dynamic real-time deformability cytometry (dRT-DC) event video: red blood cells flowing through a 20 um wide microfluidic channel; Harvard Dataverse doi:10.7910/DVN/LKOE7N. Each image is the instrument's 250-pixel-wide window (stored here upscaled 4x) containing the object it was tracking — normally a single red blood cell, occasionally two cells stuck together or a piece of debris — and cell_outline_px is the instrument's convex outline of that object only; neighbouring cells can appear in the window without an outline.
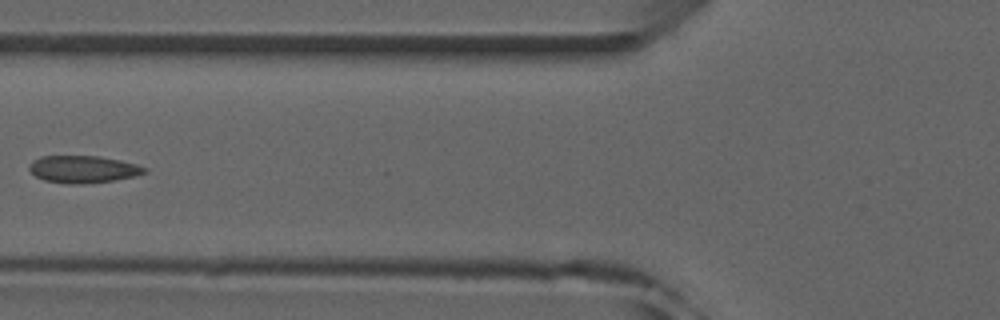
{"species": "common noctule bat (a hibernating species)", "species_latin": "Nyctalus noctula", "temperature_condition": "room temperature", "stored_images_in_passage": 6, "camera_frame_rate_fps": 3000, "um_per_image_px": 0.085, "animal": {"sex": "male", "forearm_length_mm": 52.5}, "frame": {"image": 1, "passage_image": 4, "time_ms": 4.667, "image_size_px": [1000, 320], "cell_outline_px": [[148, 172], [132, 176], [112, 180], [80, 184], [68, 184], [44, 180], [36, 176], [28, 168], [32, 160], [40, 156], [96, 156], [120, 160], [136, 164], [148, 168]], "centroid_in_image_um": [7.04, 14.38], "position_along_channel_um": 118.8, "area_um2": 18.15}}
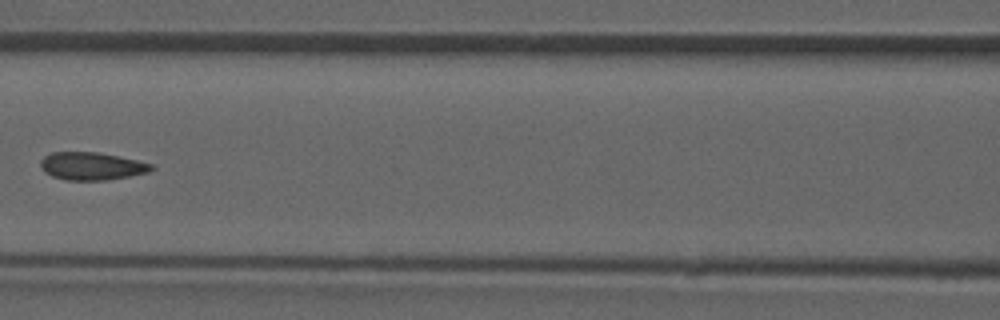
{"frame": {"image": 2, "passage_image": 5, "time_ms": 5.667, "image_size_px": [1000, 320], "cell_outline_px": [[156, 168], [148, 172], [108, 180], [64, 180], [52, 176], [44, 172], [40, 164], [40, 160], [44, 156], [52, 152], [100, 152], [136, 160], [152, 164]], "centroid_in_image_um": [7.78, 14.12], "position_along_channel_um": 158.8, "area_um2": 17.98}}